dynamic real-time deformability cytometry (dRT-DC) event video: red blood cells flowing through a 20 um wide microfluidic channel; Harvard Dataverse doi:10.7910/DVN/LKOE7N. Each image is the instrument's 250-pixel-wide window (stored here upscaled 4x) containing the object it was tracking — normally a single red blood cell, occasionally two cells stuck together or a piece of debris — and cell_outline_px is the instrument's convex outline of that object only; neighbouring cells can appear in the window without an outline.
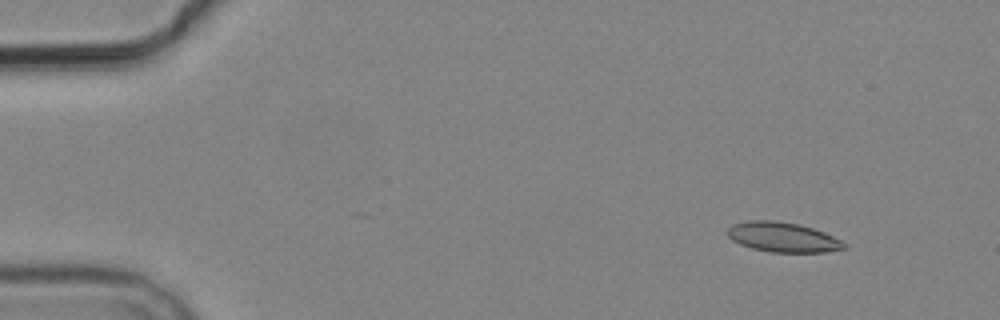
{"species": "common noctule bat (a hibernating species)", "species_latin": "Nyctalus noctula", "temperature_condition": "cold", "stored_images_in_passage": 4, "camera_frame_rate_fps": 3000, "um_per_image_px": 0.085, "animal": {"sex": "male", "body_mass_g": 19.2, "forearm_length_mm": 51.8}, "frame": {"image": 1, "passage_image": 1, "time_ms": 0.0, "image_size_px": [1000, 320], "cell_outline_px": [[848, 248], [824, 252], [772, 252], [752, 248], [740, 244], [732, 240], [728, 236], [728, 228], [732, 224], [748, 220], [772, 220], [800, 224], [824, 232], [848, 244]], "centroid_in_image_um": [66.55, 20.15], "position_along_channel_um": 18.5, "area_um2": 20.29}}
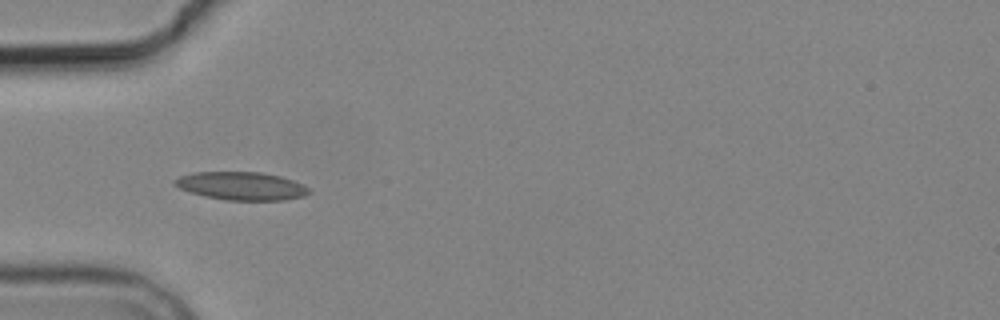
{"frame": {"image": 2, "passage_image": 4, "time_ms": 4.0, "image_size_px": [1000, 320], "cell_outline_px": [[312, 192], [304, 196], [284, 200], [224, 200], [204, 196], [188, 192], [172, 184], [172, 180], [180, 176], [196, 172], [260, 172], [280, 176], [304, 184]], "centroid_in_image_um": [20.51, 15.81], "position_along_channel_um": 64.5, "area_um2": 22.14}}